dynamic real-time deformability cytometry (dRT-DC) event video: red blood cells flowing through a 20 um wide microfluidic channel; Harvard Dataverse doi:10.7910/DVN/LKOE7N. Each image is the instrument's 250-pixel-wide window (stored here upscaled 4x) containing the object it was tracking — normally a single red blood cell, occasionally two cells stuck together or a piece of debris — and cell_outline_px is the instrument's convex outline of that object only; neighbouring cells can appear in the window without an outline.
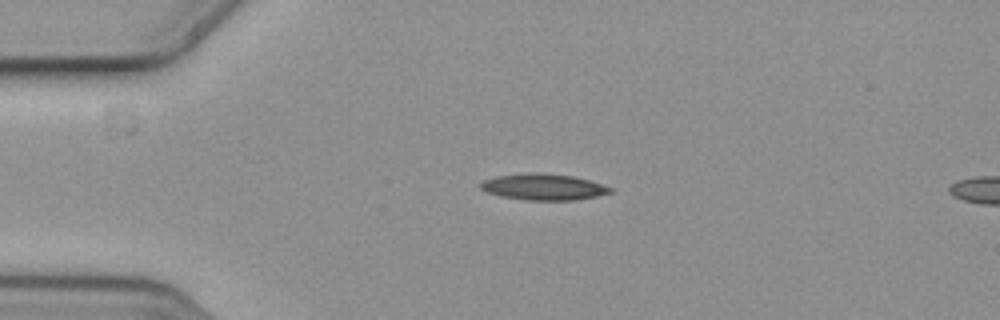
{"species": "common noctule bat (a hibernating species)", "species_latin": "Nyctalus noctula", "temperature_condition": "cold", "stored_images_in_passage": 3, "camera_frame_rate_fps": 3000, "um_per_image_px": 0.085, "animal": {"sex": "female", "body_mass_g": 19.3, "forearm_length_mm": 54.1}, "frame": {"image": 1, "passage_image": 2, "time_ms": 0.333, "image_size_px": [1000, 320], "cell_outline_px": [[612, 192], [596, 196], [576, 200], [524, 200], [500, 196], [488, 192], [480, 188], [480, 184], [484, 180], [496, 176], [572, 176], [588, 180], [612, 188]], "centroid_in_image_um": [46.22, 15.96], "position_along_channel_um": 38.8, "area_um2": 18.5}}